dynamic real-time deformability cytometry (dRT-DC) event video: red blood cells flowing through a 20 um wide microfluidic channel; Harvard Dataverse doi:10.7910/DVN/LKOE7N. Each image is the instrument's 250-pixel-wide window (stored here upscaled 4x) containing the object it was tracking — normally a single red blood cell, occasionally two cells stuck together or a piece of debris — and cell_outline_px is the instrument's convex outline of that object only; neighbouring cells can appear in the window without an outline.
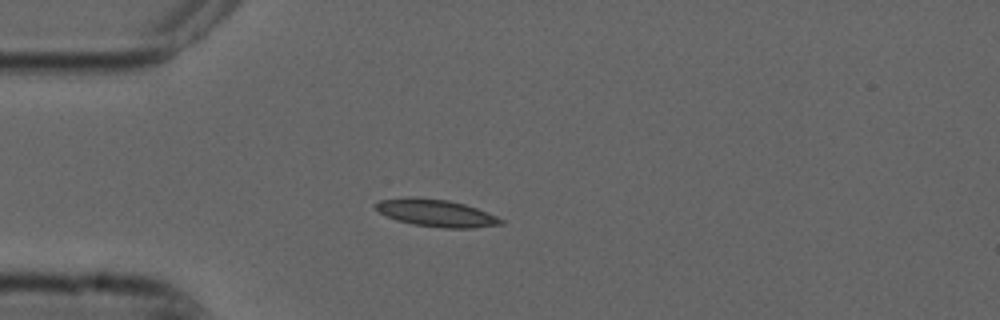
{"species": "common noctule bat (a hibernating species)", "species_latin": "Nyctalus noctula", "temperature_condition": "cold", "stored_images_in_passage": 54, "camera_frame_rate_fps": 3000, "um_per_image_px": 0.085, "animal": {"sex": "male", "forearm_length_mm": 52.5}, "frame": {"image": 1, "passage_image": 14, "time_ms": 4.333, "image_size_px": [1000, 320], "cell_outline_px": [[504, 224], [472, 228], [444, 228], [412, 224], [396, 220], [380, 212], [372, 204], [380, 200], [408, 196], [416, 196], [448, 200], [464, 204], [476, 208], [496, 216], [504, 220]], "centroid_in_image_um": [37.05, 18.09], "position_along_channel_um": 48.0, "area_um2": 20.0}}
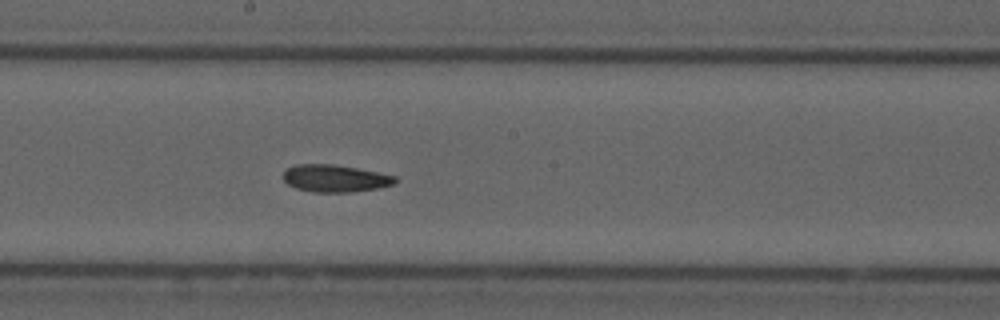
{"frame": {"image": 2, "passage_image": 29, "time_ms": 9.333, "image_size_px": [1000, 320], "cell_outline_px": [[396, 184], [380, 188], [352, 192], [312, 192], [296, 188], [288, 184], [284, 180], [284, 172], [288, 168], [296, 164], [332, 164], [356, 168], [396, 176]], "centroid_in_image_um": [28.5, 15.17], "position_along_channel_um": 219.7, "area_um2": 17.74}}
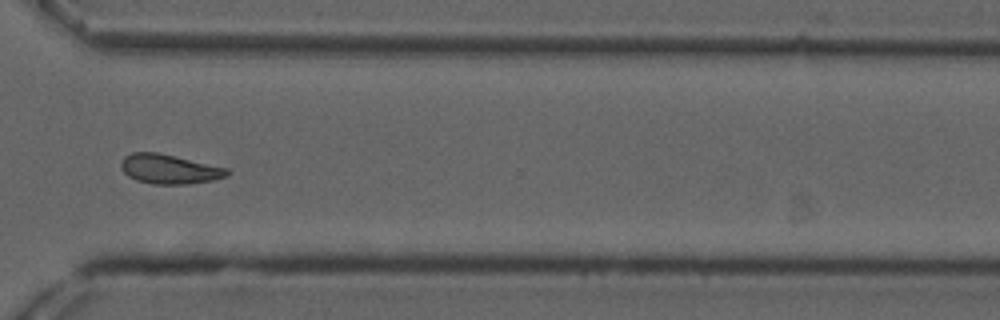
{"frame": {"image": 3, "passage_image": 40, "time_ms": 13.0, "image_size_px": [1000, 320], "cell_outline_px": [[228, 176], [212, 180], [188, 184], [152, 184], [136, 180], [128, 176], [120, 168], [120, 164], [124, 156], [132, 152], [156, 152], [228, 168]], "centroid_in_image_um": [14.35, 14.37], "position_along_channel_um": 356.2, "area_um2": 18.15}, "authors_computed_cell_mechanics": {"area_um2": 18.207, "velocity_mm_per_s": 3.7211, "shape_relaxation_time_tau1_ms": null, "shape_relaxation_time_tau2_ms": 5.084, "deformation_change_tau1": null, "deformation_change_tau2": 0.1071}}